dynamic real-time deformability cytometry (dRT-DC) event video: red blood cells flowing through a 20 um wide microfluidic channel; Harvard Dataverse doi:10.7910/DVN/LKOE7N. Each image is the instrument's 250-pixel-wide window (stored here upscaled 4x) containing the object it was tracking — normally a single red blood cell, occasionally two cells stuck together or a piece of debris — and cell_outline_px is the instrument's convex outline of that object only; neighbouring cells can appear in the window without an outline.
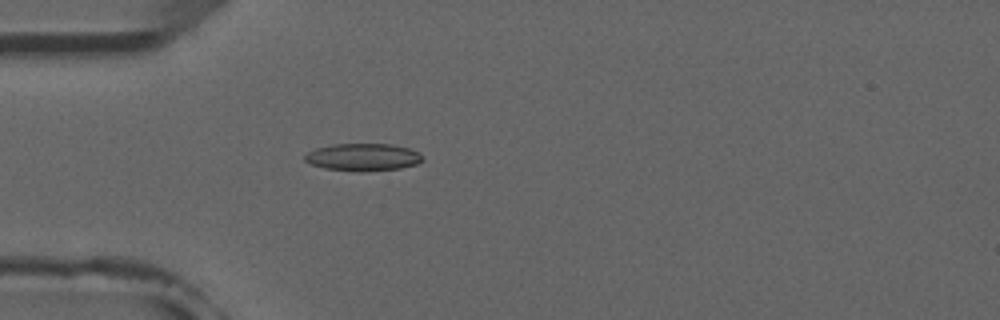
{"species": "common noctule bat (a hibernating species)", "species_latin": "Nyctalus noctula", "temperature_condition": "room temperature", "stored_images_in_passage": 4, "camera_frame_rate_fps": 3000, "um_per_image_px": 0.085, "animal": {"sex": "male", "forearm_length_mm": 52.5}, "frame": {"image": 1, "passage_image": 4, "time_ms": 3.667, "image_size_px": [1000, 320], "cell_outline_px": [[424, 160], [416, 164], [400, 168], [360, 172], [324, 168], [312, 164], [304, 160], [304, 156], [308, 152], [316, 148], [332, 144], [392, 144], [408, 148], [420, 152], [424, 156]], "centroid_in_image_um": [30.88, 13.35], "position_along_channel_um": 54.1, "area_um2": 18.9}}